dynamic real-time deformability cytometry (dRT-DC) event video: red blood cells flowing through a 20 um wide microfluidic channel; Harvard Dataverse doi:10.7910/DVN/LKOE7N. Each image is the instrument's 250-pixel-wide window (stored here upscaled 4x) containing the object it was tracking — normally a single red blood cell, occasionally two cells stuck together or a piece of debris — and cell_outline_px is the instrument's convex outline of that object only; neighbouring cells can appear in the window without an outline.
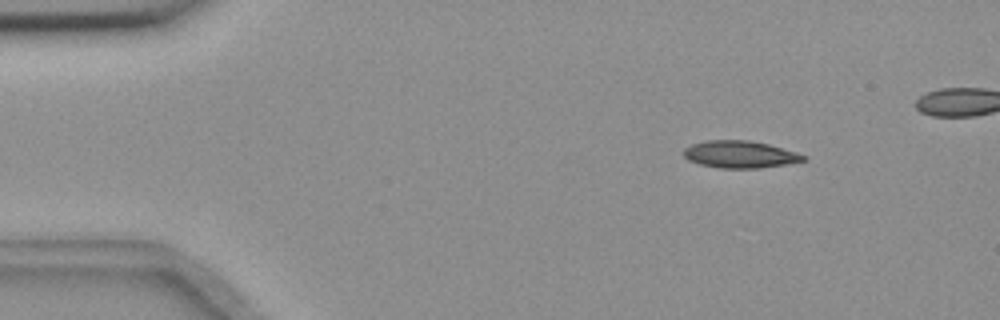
{"species": "common noctule bat (a hibernating species)", "species_latin": "Nyctalus noctula", "temperature_condition": "room temperature", "stored_images_in_passage": 48, "camera_frame_rate_fps": 3000, "um_per_image_px": 0.085, "animal": {"sex": "female", "body_mass_g": 18.4}, "frame": {"image": 1, "passage_image": 5, "time_ms": 1.333, "image_size_px": [1000, 320], "cell_outline_px": [[808, 160], [760, 168], [720, 168], [700, 164], [688, 160], [684, 156], [684, 148], [692, 144], [704, 140], [748, 140], [768, 144], [796, 152], [808, 156]], "centroid_in_image_um": [62.9, 13.12], "position_along_channel_um": 22.1, "area_um2": 18.96}}
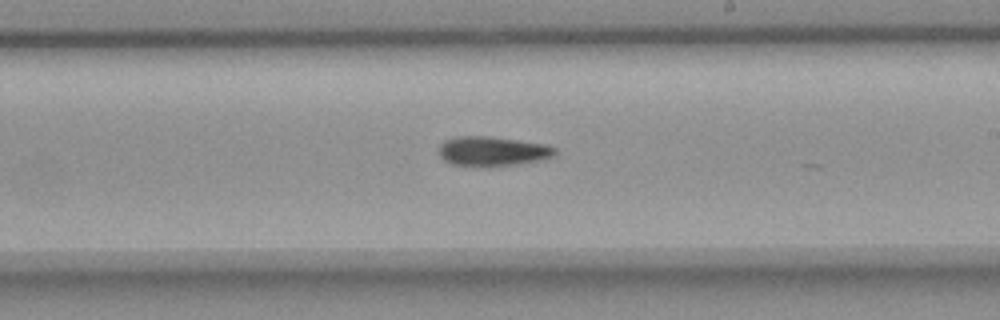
{"frame": {"image": 2, "passage_image": 30, "time_ms": 9.667, "image_size_px": [1000, 320], "cell_outline_px": [[556, 152], [552, 156], [536, 160], [516, 164], [484, 168], [452, 164], [444, 160], [436, 152], [440, 144], [444, 140], [456, 136], [484, 136], [516, 140], [544, 144], [556, 148]], "centroid_in_image_um": [41.75, 12.87], "position_along_channel_um": 247.2, "area_um2": 20.11}}
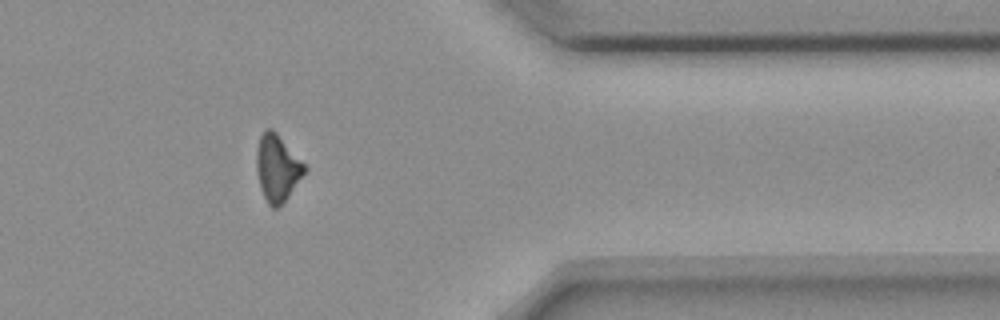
{"frame": {"image": 3, "passage_image": 43, "time_ms": 14.0, "image_size_px": [1000, 320], "cell_outline_px": [[308, 168], [288, 196], [276, 208], [272, 208], [268, 204], [260, 188], [256, 172], [256, 152], [260, 136], [264, 128], [272, 128], [276, 132]], "centroid_in_image_um": [23.54, 14.26], "position_along_channel_um": 387.9, "area_um2": 18.5}}